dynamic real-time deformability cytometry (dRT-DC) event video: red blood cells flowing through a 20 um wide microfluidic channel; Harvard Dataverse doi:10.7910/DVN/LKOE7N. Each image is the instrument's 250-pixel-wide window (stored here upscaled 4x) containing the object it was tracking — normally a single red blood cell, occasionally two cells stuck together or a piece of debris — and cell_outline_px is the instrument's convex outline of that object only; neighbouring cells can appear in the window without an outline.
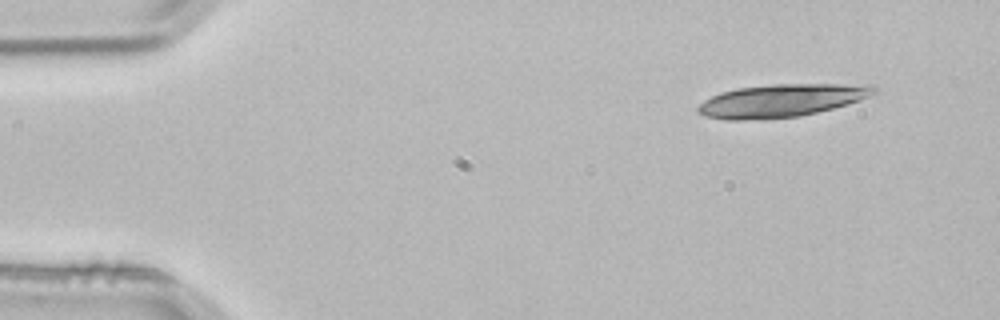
{"species": "common noctule bat (a hibernating species)", "species_latin": "Nyctalus noctula", "temperature_condition": "room temperature", "stored_images_in_passage": 2, "camera_frame_rate_fps": 3000, "um_per_image_px": 0.085, "animal": {"sex": "male", "body_mass_g": 21.5, "forearm_length_mm": 52.0}, "frame": {"image": 1, "passage_image": 1, "time_ms": 0.0, "image_size_px": [1000, 320], "cell_outline_px": [[876, 92], [860, 100], [848, 104], [800, 116], [744, 120], [728, 120], [704, 116], [696, 112], [696, 108], [704, 100], [720, 92], [736, 88], [772, 84], [872, 84], [876, 88]], "centroid_in_image_um": [66.39, 8.54], "position_along_channel_um": 18.6, "area_um2": 33.7}}